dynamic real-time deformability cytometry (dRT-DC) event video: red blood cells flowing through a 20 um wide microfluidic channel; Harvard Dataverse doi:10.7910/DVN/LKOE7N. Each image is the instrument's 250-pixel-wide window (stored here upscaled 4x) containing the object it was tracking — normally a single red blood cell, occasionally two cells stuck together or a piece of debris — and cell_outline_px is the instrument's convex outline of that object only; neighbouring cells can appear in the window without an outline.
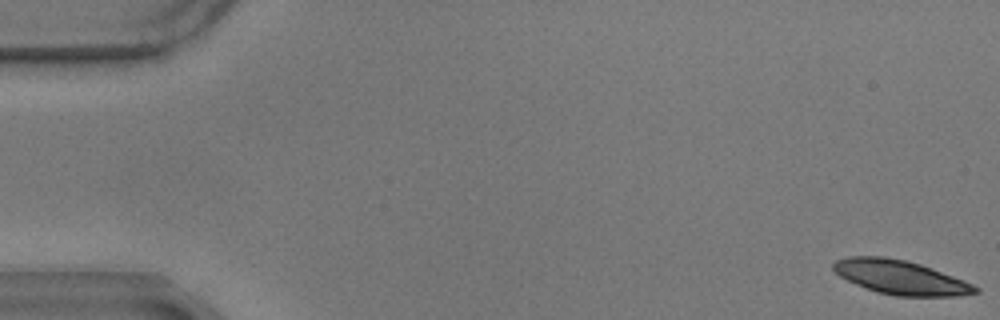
{"species": "common noctule bat (a hibernating species)", "species_latin": "Nyctalus noctula", "temperature_condition": "warm", "stored_images_in_passage": 19, "camera_frame_rate_fps": 3000, "um_per_image_px": 0.085, "animal": {"sex": "male", "body_mass_g": 17.9}, "frame": {"image": 1, "passage_image": 1, "time_ms": 0.0, "image_size_px": [1000, 320], "cell_outline_px": [[980, 292], [960, 296], [896, 296], [876, 292], [856, 284], [840, 276], [832, 268], [832, 264], [836, 260], [848, 256], [884, 256], [904, 260], [920, 264], [932, 268], [964, 280], [980, 288]], "centroid_in_image_um": [76.55, 23.57], "position_along_channel_um": 8.4, "area_um2": 28.21}}